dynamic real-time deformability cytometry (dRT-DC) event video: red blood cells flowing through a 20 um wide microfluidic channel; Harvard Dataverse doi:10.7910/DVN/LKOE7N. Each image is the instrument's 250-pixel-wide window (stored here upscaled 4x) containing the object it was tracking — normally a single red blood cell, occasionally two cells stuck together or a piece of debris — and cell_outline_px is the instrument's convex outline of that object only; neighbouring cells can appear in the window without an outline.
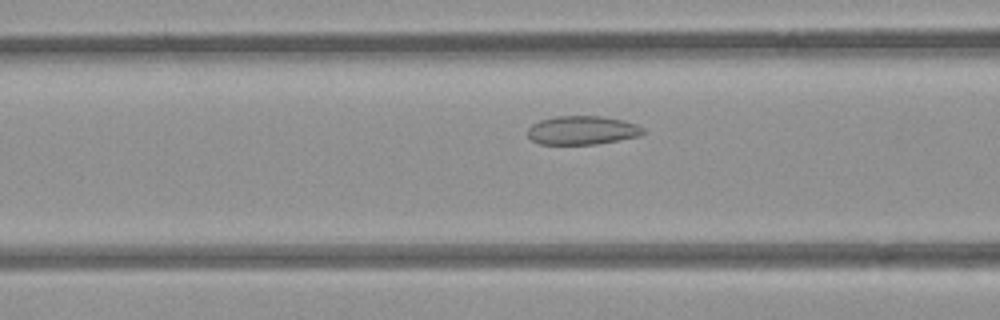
{"species": "common noctule bat (a hibernating species)", "species_latin": "Nyctalus noctula", "temperature_condition": "room temperature", "stored_images_in_passage": 50, "camera_frame_rate_fps": 3000, "um_per_image_px": 0.085, "animal": {"sex": "female", "body_mass_g": 21.9}, "frame": {"image": 1, "passage_image": 17, "time_ms": 5.333, "image_size_px": [1000, 320], "cell_outline_px": [[648, 132], [640, 136], [596, 144], [540, 144], [532, 140], [528, 136], [528, 128], [532, 124], [540, 120], [556, 116], [600, 116], [624, 120], [636, 124], [644, 128]], "centroid_in_image_um": [49.52, 11.07], "position_along_channel_um": 117.1, "area_um2": 19.42}}
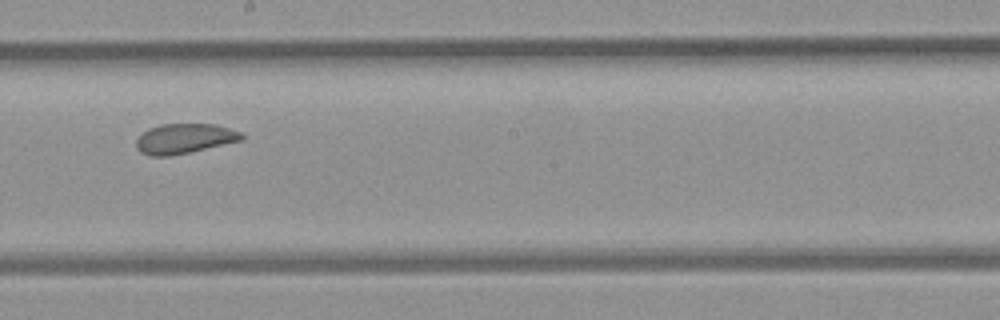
{"frame": {"image": 2, "passage_image": 26, "time_ms": 8.333, "image_size_px": [1000, 320], "cell_outline_px": [[244, 140], [188, 152], [168, 156], [152, 156], [140, 152], [136, 148], [136, 140], [148, 128], [160, 124], [216, 124], [240, 132], [244, 136]], "centroid_in_image_um": [15.67, 11.77], "position_along_channel_um": 232.5, "area_um2": 18.26}}
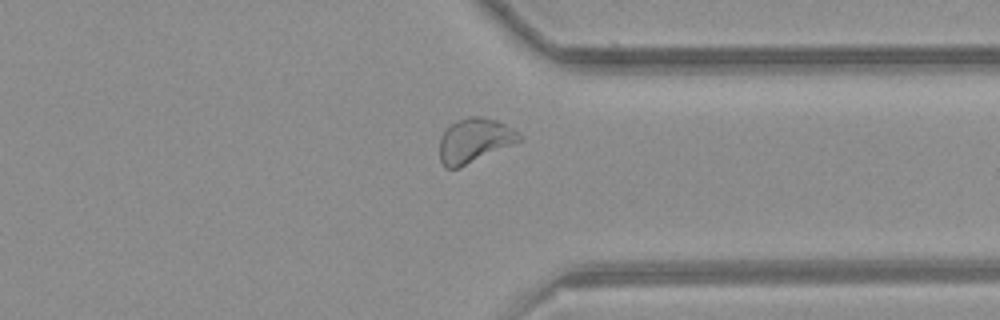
{"frame": {"image": 3, "passage_image": 37, "time_ms": 12.0, "image_size_px": [1000, 320], "cell_outline_px": [[524, 140], [460, 168], [444, 168], [440, 160], [440, 136], [444, 128], [456, 120], [468, 116], [484, 116], [496, 120], [512, 128], [524, 136]], "centroid_in_image_um": [40.34, 11.93], "position_along_channel_um": 371.1, "area_um2": 21.15}, "authors_computed_cell_mechanics": {"area_um2": 20.4612, "velocity_mm_per_s": 3.8363, "shape_relaxation_time_tau1_ms": null, "shape_relaxation_time_tau2_ms": 1.5058, "deformation_change_tau1": null, "deformation_change_tau2": 0.0666}}